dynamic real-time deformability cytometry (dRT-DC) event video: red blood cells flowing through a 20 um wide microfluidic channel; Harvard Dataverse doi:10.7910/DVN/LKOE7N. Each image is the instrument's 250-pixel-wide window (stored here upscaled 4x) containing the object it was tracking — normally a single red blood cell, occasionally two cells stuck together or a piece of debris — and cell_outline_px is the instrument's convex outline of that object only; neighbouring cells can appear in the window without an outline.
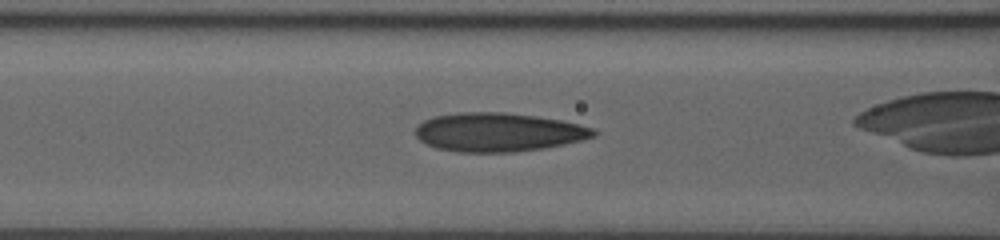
{"species": "human", "species_latin": "Homo sapiens", "temperature_condition": "room temperature", "stored_images_in_passage": 34, "camera_frame_rate_fps": 3000, "um_per_image_px": 0.085, "donor": {"sex": "male"}, "frame": {"image": 1, "passage_image": 15, "time_ms": 4.667, "image_size_px": [1000, 240], "cell_outline_px": [[600, 132], [596, 136], [564, 144], [544, 148], [512, 152], [460, 152], [436, 148], [420, 140], [416, 136], [416, 128], [424, 120], [432, 116], [460, 112], [504, 112], [536, 116], [560, 120], [580, 124], [592, 128]], "centroid_in_image_um": [42.37, 11.23], "position_along_channel_um": 124.2, "area_um2": 40.23}}
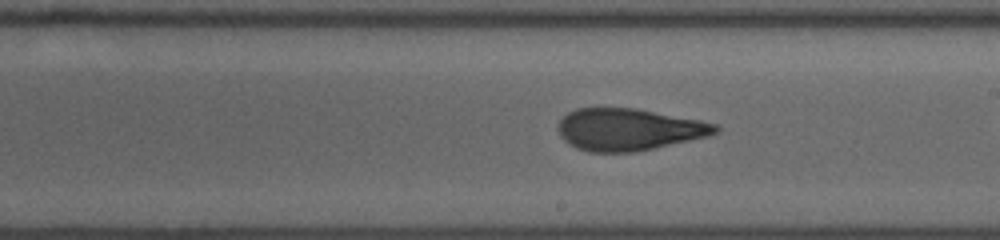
{"frame": {"image": 2, "passage_image": 23, "time_ms": 7.333, "image_size_px": [1000, 240], "cell_outline_px": [[720, 132], [708, 136], [636, 152], [588, 152], [576, 148], [564, 140], [560, 136], [556, 128], [560, 120], [568, 112], [576, 108], [636, 108], [700, 120], [716, 124], [720, 128]], "centroid_in_image_um": [53.43, 11.0], "position_along_channel_um": 235.6, "area_um2": 38.61}}
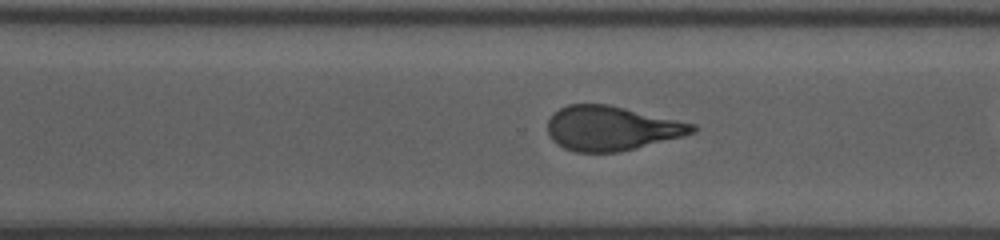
{"frame": {"image": 3, "passage_image": 29, "time_ms": 9.333, "image_size_px": [1000, 240], "cell_outline_px": [[700, 128], [696, 132], [684, 136], [620, 152], [576, 152], [564, 148], [556, 144], [552, 140], [548, 132], [548, 120], [552, 112], [568, 104], [608, 104], [696, 124]], "centroid_in_image_um": [51.98, 10.9], "position_along_channel_um": 318.6, "area_um2": 37.74}}